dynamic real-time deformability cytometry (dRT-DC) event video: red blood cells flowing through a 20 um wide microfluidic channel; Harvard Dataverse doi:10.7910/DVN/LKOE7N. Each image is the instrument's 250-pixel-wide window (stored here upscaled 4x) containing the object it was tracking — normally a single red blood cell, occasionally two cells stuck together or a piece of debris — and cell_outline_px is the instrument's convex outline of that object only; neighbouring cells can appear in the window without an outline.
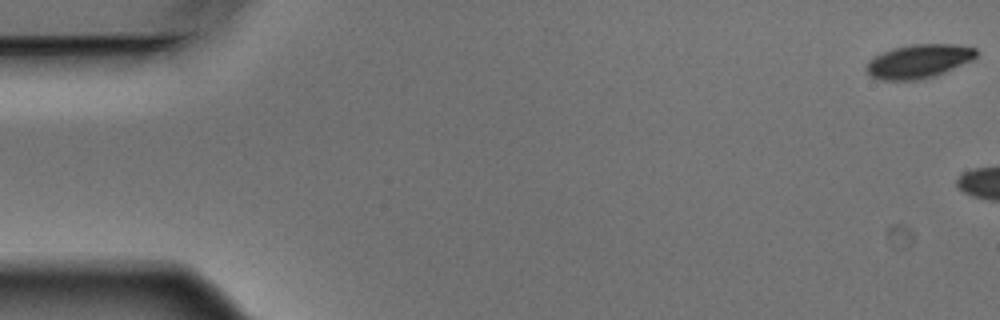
{"species": "Egyptian fruit bat (a non-hibernating species)", "species_latin": "Rousettus aegyptiacus", "temperature_condition": "warm", "stored_images_in_passage": 11, "camera_frame_rate_fps": 3000, "um_per_image_px": 0.085, "animal": {"sex": "male"}, "frame": {"image": 1, "passage_image": 1, "time_ms": 0.0, "image_size_px": [1000, 320], "cell_outline_px": [[980, 52], [972, 60], [936, 76], [916, 80], [880, 80], [872, 76], [864, 68], [868, 60], [872, 56], [892, 48], [912, 44], [956, 44], [976, 48]], "centroid_in_image_um": [78.08, 5.2], "position_along_channel_um": 6.9, "area_um2": 21.91}}
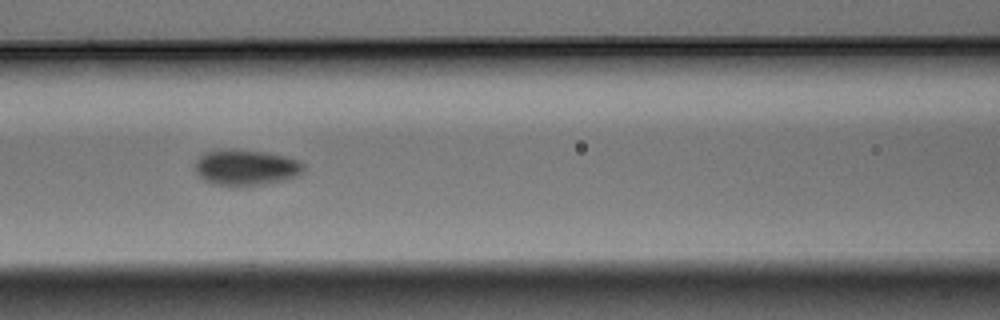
{"frame": {"image": 2, "passage_image": 8, "time_ms": 2.333, "image_size_px": [1000, 320], "cell_outline_px": [[304, 168], [300, 176], [268, 184], [236, 188], [232, 188], [212, 184], [196, 176], [196, 160], [204, 152], [228, 148], [236, 148], [268, 152], [300, 160], [304, 164]], "centroid_in_image_um": [20.9, 14.26], "position_along_channel_um": 145.7, "area_um2": 23.7}}
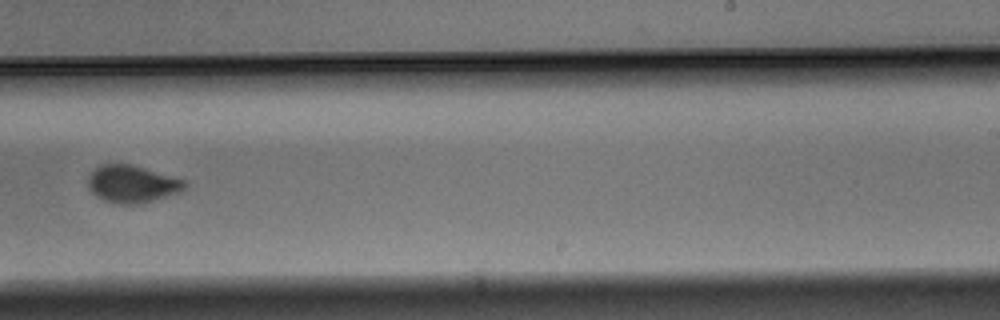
{"frame": {"image": 3, "passage_image": 11, "time_ms": 3.333, "image_size_px": [1000, 320], "cell_outline_px": [[188, 184], [180, 192], [140, 204], [116, 204], [104, 200], [96, 196], [88, 188], [88, 176], [100, 164], [128, 164], [184, 180]], "centroid_in_image_um": [11.19, 15.66], "position_along_channel_um": 277.8, "area_um2": 20.75}}